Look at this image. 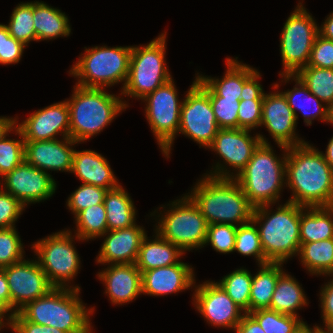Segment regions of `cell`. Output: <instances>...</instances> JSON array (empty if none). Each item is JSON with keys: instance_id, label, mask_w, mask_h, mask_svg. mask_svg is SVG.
<instances>
[{"instance_id": "2", "label": "cell", "mask_w": 333, "mask_h": 333, "mask_svg": "<svg viewBox=\"0 0 333 333\" xmlns=\"http://www.w3.org/2000/svg\"><path fill=\"white\" fill-rule=\"evenodd\" d=\"M203 176L187 196L198 207L208 225L239 226L252 220L254 207L234 178Z\"/></svg>"}, {"instance_id": "37", "label": "cell", "mask_w": 333, "mask_h": 333, "mask_svg": "<svg viewBox=\"0 0 333 333\" xmlns=\"http://www.w3.org/2000/svg\"><path fill=\"white\" fill-rule=\"evenodd\" d=\"M195 77L196 81L209 93L219 129H237L238 108L241 99L220 97L198 75Z\"/></svg>"}, {"instance_id": "47", "label": "cell", "mask_w": 333, "mask_h": 333, "mask_svg": "<svg viewBox=\"0 0 333 333\" xmlns=\"http://www.w3.org/2000/svg\"><path fill=\"white\" fill-rule=\"evenodd\" d=\"M25 206L0 187V228L15 227Z\"/></svg>"}, {"instance_id": "58", "label": "cell", "mask_w": 333, "mask_h": 333, "mask_svg": "<svg viewBox=\"0 0 333 333\" xmlns=\"http://www.w3.org/2000/svg\"><path fill=\"white\" fill-rule=\"evenodd\" d=\"M9 312L10 311L0 302V316L1 317L7 316L8 318L6 319V322L11 321V318H12V313H9ZM6 313H7V315H6Z\"/></svg>"}, {"instance_id": "10", "label": "cell", "mask_w": 333, "mask_h": 333, "mask_svg": "<svg viewBox=\"0 0 333 333\" xmlns=\"http://www.w3.org/2000/svg\"><path fill=\"white\" fill-rule=\"evenodd\" d=\"M74 236L72 237L71 231L67 229L53 233L31 245L40 267L53 287L80 290L79 286L69 284V281L78 274L81 263L73 245Z\"/></svg>"}, {"instance_id": "1", "label": "cell", "mask_w": 333, "mask_h": 333, "mask_svg": "<svg viewBox=\"0 0 333 333\" xmlns=\"http://www.w3.org/2000/svg\"><path fill=\"white\" fill-rule=\"evenodd\" d=\"M285 176L286 187L292 190L288 202L303 207L333 206V170L323 152L308 142L288 147Z\"/></svg>"}, {"instance_id": "34", "label": "cell", "mask_w": 333, "mask_h": 333, "mask_svg": "<svg viewBox=\"0 0 333 333\" xmlns=\"http://www.w3.org/2000/svg\"><path fill=\"white\" fill-rule=\"evenodd\" d=\"M77 240L89 241L102 237L108 231L104 203L90 206L80 211L75 217Z\"/></svg>"}, {"instance_id": "52", "label": "cell", "mask_w": 333, "mask_h": 333, "mask_svg": "<svg viewBox=\"0 0 333 333\" xmlns=\"http://www.w3.org/2000/svg\"><path fill=\"white\" fill-rule=\"evenodd\" d=\"M236 333H265L258 321L250 314L244 313L242 320L235 328Z\"/></svg>"}, {"instance_id": "27", "label": "cell", "mask_w": 333, "mask_h": 333, "mask_svg": "<svg viewBox=\"0 0 333 333\" xmlns=\"http://www.w3.org/2000/svg\"><path fill=\"white\" fill-rule=\"evenodd\" d=\"M33 23L36 41L68 37L71 33L66 14L42 1L33 2Z\"/></svg>"}, {"instance_id": "6", "label": "cell", "mask_w": 333, "mask_h": 333, "mask_svg": "<svg viewBox=\"0 0 333 333\" xmlns=\"http://www.w3.org/2000/svg\"><path fill=\"white\" fill-rule=\"evenodd\" d=\"M283 158L277 157L270 144L260 143L245 168L234 178L250 204L256 208L273 205L286 184V156L288 147L279 145Z\"/></svg>"}, {"instance_id": "60", "label": "cell", "mask_w": 333, "mask_h": 333, "mask_svg": "<svg viewBox=\"0 0 333 333\" xmlns=\"http://www.w3.org/2000/svg\"><path fill=\"white\" fill-rule=\"evenodd\" d=\"M4 318L6 319V317H1L0 316V331H1V329H3L4 328V326L6 327H9L10 328V321H7V323L6 322H4ZM5 324V325H4Z\"/></svg>"}, {"instance_id": "45", "label": "cell", "mask_w": 333, "mask_h": 333, "mask_svg": "<svg viewBox=\"0 0 333 333\" xmlns=\"http://www.w3.org/2000/svg\"><path fill=\"white\" fill-rule=\"evenodd\" d=\"M24 43L16 40L9 34L5 24H0V64L8 65L18 63L23 55Z\"/></svg>"}, {"instance_id": "28", "label": "cell", "mask_w": 333, "mask_h": 333, "mask_svg": "<svg viewBox=\"0 0 333 333\" xmlns=\"http://www.w3.org/2000/svg\"><path fill=\"white\" fill-rule=\"evenodd\" d=\"M103 203L108 231L129 228L136 224V208L131 196L121 185L108 190Z\"/></svg>"}, {"instance_id": "39", "label": "cell", "mask_w": 333, "mask_h": 333, "mask_svg": "<svg viewBox=\"0 0 333 333\" xmlns=\"http://www.w3.org/2000/svg\"><path fill=\"white\" fill-rule=\"evenodd\" d=\"M234 251L244 256H253L259 266L270 263L265 258L258 228L252 220L237 226Z\"/></svg>"}, {"instance_id": "31", "label": "cell", "mask_w": 333, "mask_h": 333, "mask_svg": "<svg viewBox=\"0 0 333 333\" xmlns=\"http://www.w3.org/2000/svg\"><path fill=\"white\" fill-rule=\"evenodd\" d=\"M283 263H267L260 265V270L253 275L249 313L258 309H270L273 292L279 276L284 272Z\"/></svg>"}, {"instance_id": "38", "label": "cell", "mask_w": 333, "mask_h": 333, "mask_svg": "<svg viewBox=\"0 0 333 333\" xmlns=\"http://www.w3.org/2000/svg\"><path fill=\"white\" fill-rule=\"evenodd\" d=\"M9 34L26 46L36 41L33 23V2H21L12 11L8 25Z\"/></svg>"}, {"instance_id": "21", "label": "cell", "mask_w": 333, "mask_h": 333, "mask_svg": "<svg viewBox=\"0 0 333 333\" xmlns=\"http://www.w3.org/2000/svg\"><path fill=\"white\" fill-rule=\"evenodd\" d=\"M108 234V235H107ZM146 232L137 224L129 228L107 231L96 262L100 264H133Z\"/></svg>"}, {"instance_id": "46", "label": "cell", "mask_w": 333, "mask_h": 333, "mask_svg": "<svg viewBox=\"0 0 333 333\" xmlns=\"http://www.w3.org/2000/svg\"><path fill=\"white\" fill-rule=\"evenodd\" d=\"M263 99L240 100L238 110V128L255 130L262 120Z\"/></svg>"}, {"instance_id": "11", "label": "cell", "mask_w": 333, "mask_h": 333, "mask_svg": "<svg viewBox=\"0 0 333 333\" xmlns=\"http://www.w3.org/2000/svg\"><path fill=\"white\" fill-rule=\"evenodd\" d=\"M317 25L313 16L300 2L287 18L280 35V54L284 68L279 74L295 75L307 66L319 34Z\"/></svg>"}, {"instance_id": "56", "label": "cell", "mask_w": 333, "mask_h": 333, "mask_svg": "<svg viewBox=\"0 0 333 333\" xmlns=\"http://www.w3.org/2000/svg\"><path fill=\"white\" fill-rule=\"evenodd\" d=\"M323 330V326H314L311 328L306 322H303L294 333H320Z\"/></svg>"}, {"instance_id": "54", "label": "cell", "mask_w": 333, "mask_h": 333, "mask_svg": "<svg viewBox=\"0 0 333 333\" xmlns=\"http://www.w3.org/2000/svg\"><path fill=\"white\" fill-rule=\"evenodd\" d=\"M14 118L0 116V140H2L6 135H9L8 133L13 131L16 127V121L18 118Z\"/></svg>"}, {"instance_id": "13", "label": "cell", "mask_w": 333, "mask_h": 333, "mask_svg": "<svg viewBox=\"0 0 333 333\" xmlns=\"http://www.w3.org/2000/svg\"><path fill=\"white\" fill-rule=\"evenodd\" d=\"M219 130L209 93L195 80L190 86L180 113L178 133L208 148Z\"/></svg>"}, {"instance_id": "61", "label": "cell", "mask_w": 333, "mask_h": 333, "mask_svg": "<svg viewBox=\"0 0 333 333\" xmlns=\"http://www.w3.org/2000/svg\"><path fill=\"white\" fill-rule=\"evenodd\" d=\"M320 333H333V331L322 330Z\"/></svg>"}, {"instance_id": "22", "label": "cell", "mask_w": 333, "mask_h": 333, "mask_svg": "<svg viewBox=\"0 0 333 333\" xmlns=\"http://www.w3.org/2000/svg\"><path fill=\"white\" fill-rule=\"evenodd\" d=\"M193 268L181 260L174 265L142 272V294L164 296L188 290L195 284Z\"/></svg>"}, {"instance_id": "55", "label": "cell", "mask_w": 333, "mask_h": 333, "mask_svg": "<svg viewBox=\"0 0 333 333\" xmlns=\"http://www.w3.org/2000/svg\"><path fill=\"white\" fill-rule=\"evenodd\" d=\"M319 34L324 38L333 40V12L327 16V19L319 27Z\"/></svg>"}, {"instance_id": "18", "label": "cell", "mask_w": 333, "mask_h": 333, "mask_svg": "<svg viewBox=\"0 0 333 333\" xmlns=\"http://www.w3.org/2000/svg\"><path fill=\"white\" fill-rule=\"evenodd\" d=\"M24 141H43L70 137V118L67 101L54 103L34 111L21 123L16 121Z\"/></svg>"}, {"instance_id": "14", "label": "cell", "mask_w": 333, "mask_h": 333, "mask_svg": "<svg viewBox=\"0 0 333 333\" xmlns=\"http://www.w3.org/2000/svg\"><path fill=\"white\" fill-rule=\"evenodd\" d=\"M251 130L245 129H219L212 144L208 147L223 159L224 164L233 167L230 172L219 162L206 175L216 178H235L252 158L254 150L260 143L269 144L263 135L251 136ZM235 168V169H234ZM233 174V175H232Z\"/></svg>"}, {"instance_id": "4", "label": "cell", "mask_w": 333, "mask_h": 333, "mask_svg": "<svg viewBox=\"0 0 333 333\" xmlns=\"http://www.w3.org/2000/svg\"><path fill=\"white\" fill-rule=\"evenodd\" d=\"M74 288L51 289L45 296L28 302L18 312L32 323L51 326L66 333H93L89 310Z\"/></svg>"}, {"instance_id": "15", "label": "cell", "mask_w": 333, "mask_h": 333, "mask_svg": "<svg viewBox=\"0 0 333 333\" xmlns=\"http://www.w3.org/2000/svg\"><path fill=\"white\" fill-rule=\"evenodd\" d=\"M11 296V313L18 312L28 302L45 296L54 287L37 260H26L4 267Z\"/></svg>"}, {"instance_id": "48", "label": "cell", "mask_w": 333, "mask_h": 333, "mask_svg": "<svg viewBox=\"0 0 333 333\" xmlns=\"http://www.w3.org/2000/svg\"><path fill=\"white\" fill-rule=\"evenodd\" d=\"M307 66L333 69V40L317 35Z\"/></svg>"}, {"instance_id": "19", "label": "cell", "mask_w": 333, "mask_h": 333, "mask_svg": "<svg viewBox=\"0 0 333 333\" xmlns=\"http://www.w3.org/2000/svg\"><path fill=\"white\" fill-rule=\"evenodd\" d=\"M296 118L282 92L265 93L262 103V125L267 128L276 144L286 147L306 143L295 132Z\"/></svg>"}, {"instance_id": "35", "label": "cell", "mask_w": 333, "mask_h": 333, "mask_svg": "<svg viewBox=\"0 0 333 333\" xmlns=\"http://www.w3.org/2000/svg\"><path fill=\"white\" fill-rule=\"evenodd\" d=\"M295 76L325 105L333 103V69L306 66Z\"/></svg>"}, {"instance_id": "25", "label": "cell", "mask_w": 333, "mask_h": 333, "mask_svg": "<svg viewBox=\"0 0 333 333\" xmlns=\"http://www.w3.org/2000/svg\"><path fill=\"white\" fill-rule=\"evenodd\" d=\"M155 239H148L147 235L143 238L135 262L137 268L141 271L167 267L177 264L184 252L176 245L162 238L157 232H154Z\"/></svg>"}, {"instance_id": "50", "label": "cell", "mask_w": 333, "mask_h": 333, "mask_svg": "<svg viewBox=\"0 0 333 333\" xmlns=\"http://www.w3.org/2000/svg\"><path fill=\"white\" fill-rule=\"evenodd\" d=\"M10 328L14 333H66L51 326L27 321L19 312L12 313Z\"/></svg>"}, {"instance_id": "36", "label": "cell", "mask_w": 333, "mask_h": 333, "mask_svg": "<svg viewBox=\"0 0 333 333\" xmlns=\"http://www.w3.org/2000/svg\"><path fill=\"white\" fill-rule=\"evenodd\" d=\"M252 280L251 272L240 268L222 277L217 283L245 313H249Z\"/></svg>"}, {"instance_id": "40", "label": "cell", "mask_w": 333, "mask_h": 333, "mask_svg": "<svg viewBox=\"0 0 333 333\" xmlns=\"http://www.w3.org/2000/svg\"><path fill=\"white\" fill-rule=\"evenodd\" d=\"M265 333H294L304 322L302 318L278 313L272 309H258L250 312Z\"/></svg>"}, {"instance_id": "9", "label": "cell", "mask_w": 333, "mask_h": 333, "mask_svg": "<svg viewBox=\"0 0 333 333\" xmlns=\"http://www.w3.org/2000/svg\"><path fill=\"white\" fill-rule=\"evenodd\" d=\"M169 210L157 216L159 222L155 227L162 238L178 246L184 253L196 248H203L208 224L194 202L184 195L168 204ZM160 217V218H159Z\"/></svg>"}, {"instance_id": "12", "label": "cell", "mask_w": 333, "mask_h": 333, "mask_svg": "<svg viewBox=\"0 0 333 333\" xmlns=\"http://www.w3.org/2000/svg\"><path fill=\"white\" fill-rule=\"evenodd\" d=\"M145 116L157 143L167 159L179 130L182 102H179L173 79L146 95Z\"/></svg>"}, {"instance_id": "43", "label": "cell", "mask_w": 333, "mask_h": 333, "mask_svg": "<svg viewBox=\"0 0 333 333\" xmlns=\"http://www.w3.org/2000/svg\"><path fill=\"white\" fill-rule=\"evenodd\" d=\"M108 190L99 186L82 183L68 197L66 202L69 210L76 216L80 211L104 202L105 194Z\"/></svg>"}, {"instance_id": "30", "label": "cell", "mask_w": 333, "mask_h": 333, "mask_svg": "<svg viewBox=\"0 0 333 333\" xmlns=\"http://www.w3.org/2000/svg\"><path fill=\"white\" fill-rule=\"evenodd\" d=\"M307 301L308 299H306L299 282L291 275L283 272L277 280L270 309L278 313L299 317L296 311L308 305Z\"/></svg>"}, {"instance_id": "5", "label": "cell", "mask_w": 333, "mask_h": 333, "mask_svg": "<svg viewBox=\"0 0 333 333\" xmlns=\"http://www.w3.org/2000/svg\"><path fill=\"white\" fill-rule=\"evenodd\" d=\"M71 98L67 99L70 118V138L84 142L99 134L128 104L120 96L101 88L75 85ZM121 98V99H120Z\"/></svg>"}, {"instance_id": "42", "label": "cell", "mask_w": 333, "mask_h": 333, "mask_svg": "<svg viewBox=\"0 0 333 333\" xmlns=\"http://www.w3.org/2000/svg\"><path fill=\"white\" fill-rule=\"evenodd\" d=\"M24 248L15 227L0 228V268L24 259Z\"/></svg>"}, {"instance_id": "51", "label": "cell", "mask_w": 333, "mask_h": 333, "mask_svg": "<svg viewBox=\"0 0 333 333\" xmlns=\"http://www.w3.org/2000/svg\"><path fill=\"white\" fill-rule=\"evenodd\" d=\"M331 276L333 277V274ZM319 299L322 310L321 318L325 324L323 330L333 331V278L321 287Z\"/></svg>"}, {"instance_id": "24", "label": "cell", "mask_w": 333, "mask_h": 333, "mask_svg": "<svg viewBox=\"0 0 333 333\" xmlns=\"http://www.w3.org/2000/svg\"><path fill=\"white\" fill-rule=\"evenodd\" d=\"M70 173H74L83 183L107 190L120 186L107 159L93 150H75Z\"/></svg>"}, {"instance_id": "3", "label": "cell", "mask_w": 333, "mask_h": 333, "mask_svg": "<svg viewBox=\"0 0 333 333\" xmlns=\"http://www.w3.org/2000/svg\"><path fill=\"white\" fill-rule=\"evenodd\" d=\"M270 206L254 208L252 221L258 228L265 258L271 263H284L299 253L303 206L286 201L275 212L268 209Z\"/></svg>"}, {"instance_id": "17", "label": "cell", "mask_w": 333, "mask_h": 333, "mask_svg": "<svg viewBox=\"0 0 333 333\" xmlns=\"http://www.w3.org/2000/svg\"><path fill=\"white\" fill-rule=\"evenodd\" d=\"M1 179L0 187L25 207L30 203L47 200L55 193L57 187L52 175L28 164L25 160Z\"/></svg>"}, {"instance_id": "57", "label": "cell", "mask_w": 333, "mask_h": 333, "mask_svg": "<svg viewBox=\"0 0 333 333\" xmlns=\"http://www.w3.org/2000/svg\"><path fill=\"white\" fill-rule=\"evenodd\" d=\"M326 162L333 170V137L329 140L325 153H323Z\"/></svg>"}, {"instance_id": "7", "label": "cell", "mask_w": 333, "mask_h": 333, "mask_svg": "<svg viewBox=\"0 0 333 333\" xmlns=\"http://www.w3.org/2000/svg\"><path fill=\"white\" fill-rule=\"evenodd\" d=\"M132 46H94L86 48L69 73L77 77V85L106 89L118 83L126 84Z\"/></svg>"}, {"instance_id": "32", "label": "cell", "mask_w": 333, "mask_h": 333, "mask_svg": "<svg viewBox=\"0 0 333 333\" xmlns=\"http://www.w3.org/2000/svg\"><path fill=\"white\" fill-rule=\"evenodd\" d=\"M298 256L310 274H333V238L301 243Z\"/></svg>"}, {"instance_id": "53", "label": "cell", "mask_w": 333, "mask_h": 333, "mask_svg": "<svg viewBox=\"0 0 333 333\" xmlns=\"http://www.w3.org/2000/svg\"><path fill=\"white\" fill-rule=\"evenodd\" d=\"M0 302L11 313V296H10L8 282H7L3 268H0Z\"/></svg>"}, {"instance_id": "16", "label": "cell", "mask_w": 333, "mask_h": 333, "mask_svg": "<svg viewBox=\"0 0 333 333\" xmlns=\"http://www.w3.org/2000/svg\"><path fill=\"white\" fill-rule=\"evenodd\" d=\"M193 305L208 324L235 330L244 311L228 296L224 289L213 281L194 284ZM242 313V314H241Z\"/></svg>"}, {"instance_id": "8", "label": "cell", "mask_w": 333, "mask_h": 333, "mask_svg": "<svg viewBox=\"0 0 333 333\" xmlns=\"http://www.w3.org/2000/svg\"><path fill=\"white\" fill-rule=\"evenodd\" d=\"M166 32L147 45L132 46L129 74L121 95L143 99L172 79L165 59Z\"/></svg>"}, {"instance_id": "41", "label": "cell", "mask_w": 333, "mask_h": 333, "mask_svg": "<svg viewBox=\"0 0 333 333\" xmlns=\"http://www.w3.org/2000/svg\"><path fill=\"white\" fill-rule=\"evenodd\" d=\"M14 132L20 138L19 140L7 139L8 135L0 140V178L10 173L25 160L24 138L17 127L13 129Z\"/></svg>"}, {"instance_id": "20", "label": "cell", "mask_w": 333, "mask_h": 333, "mask_svg": "<svg viewBox=\"0 0 333 333\" xmlns=\"http://www.w3.org/2000/svg\"><path fill=\"white\" fill-rule=\"evenodd\" d=\"M76 143L70 137L62 140L25 141V161L47 173L48 170L71 172L75 151L72 145Z\"/></svg>"}, {"instance_id": "33", "label": "cell", "mask_w": 333, "mask_h": 333, "mask_svg": "<svg viewBox=\"0 0 333 333\" xmlns=\"http://www.w3.org/2000/svg\"><path fill=\"white\" fill-rule=\"evenodd\" d=\"M235 59L226 58L227 69L223 78H213L197 75L220 97L240 99L244 85V63Z\"/></svg>"}, {"instance_id": "23", "label": "cell", "mask_w": 333, "mask_h": 333, "mask_svg": "<svg viewBox=\"0 0 333 333\" xmlns=\"http://www.w3.org/2000/svg\"><path fill=\"white\" fill-rule=\"evenodd\" d=\"M97 276L114 305L129 303L142 295V273L135 263L108 265Z\"/></svg>"}, {"instance_id": "44", "label": "cell", "mask_w": 333, "mask_h": 333, "mask_svg": "<svg viewBox=\"0 0 333 333\" xmlns=\"http://www.w3.org/2000/svg\"><path fill=\"white\" fill-rule=\"evenodd\" d=\"M237 226L231 224H210L204 245L211 244L216 252L228 254L234 252Z\"/></svg>"}, {"instance_id": "49", "label": "cell", "mask_w": 333, "mask_h": 333, "mask_svg": "<svg viewBox=\"0 0 333 333\" xmlns=\"http://www.w3.org/2000/svg\"><path fill=\"white\" fill-rule=\"evenodd\" d=\"M261 77L258 70L244 64V85L241 91V100L264 99L265 92L258 79Z\"/></svg>"}, {"instance_id": "59", "label": "cell", "mask_w": 333, "mask_h": 333, "mask_svg": "<svg viewBox=\"0 0 333 333\" xmlns=\"http://www.w3.org/2000/svg\"><path fill=\"white\" fill-rule=\"evenodd\" d=\"M328 122L333 124V103L328 107Z\"/></svg>"}, {"instance_id": "26", "label": "cell", "mask_w": 333, "mask_h": 333, "mask_svg": "<svg viewBox=\"0 0 333 333\" xmlns=\"http://www.w3.org/2000/svg\"><path fill=\"white\" fill-rule=\"evenodd\" d=\"M279 76L282 77L284 82H288L293 79L296 83L292 90L282 91L288 105L291 107L295 115L296 122L298 120L296 110H299L302 113L304 122L306 123L305 125L307 126H310L312 124V120L317 118V120H322L323 122L325 121L328 123V106L322 104V101L317 96L312 94L297 76L283 74H280ZM310 104H312V107L314 108L313 110L312 108L310 109Z\"/></svg>"}, {"instance_id": "29", "label": "cell", "mask_w": 333, "mask_h": 333, "mask_svg": "<svg viewBox=\"0 0 333 333\" xmlns=\"http://www.w3.org/2000/svg\"><path fill=\"white\" fill-rule=\"evenodd\" d=\"M330 238H333V206L303 207L300 220L301 243Z\"/></svg>"}]
</instances>
